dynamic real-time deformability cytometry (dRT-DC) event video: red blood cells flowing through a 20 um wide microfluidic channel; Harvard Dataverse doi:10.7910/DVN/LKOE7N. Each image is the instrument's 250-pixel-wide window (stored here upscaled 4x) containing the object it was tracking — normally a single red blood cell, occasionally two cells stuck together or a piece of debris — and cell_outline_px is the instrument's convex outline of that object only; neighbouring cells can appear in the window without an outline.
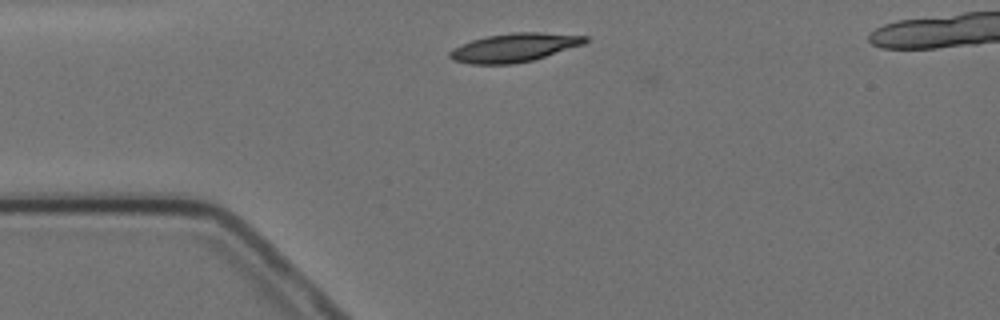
{"species": "Egyptian fruit bat (a non-hibernating species)", "species_latin": "Rousettus aegyptiacus", "temperature_condition": "cold", "stored_images_in_passage": 4, "camera_frame_rate_fps": 3000, "um_per_image_px": 0.085, "animal": {"sex": "female"}, "frame": {"image": 1, "passage_image": 1, "time_ms": 0.0, "image_size_px": [1000, 320], "cell_outline_px": [[592, 40], [584, 44], [532, 60], [512, 64], [468, 64], [452, 60], [448, 56], [448, 52], [452, 48], [460, 44], [472, 40], [488, 36], [512, 32], [540, 32], [588, 36]], "centroid_in_image_um": [43.7, 4.04], "position_along_channel_um": 41.3, "area_um2": 22.72}}
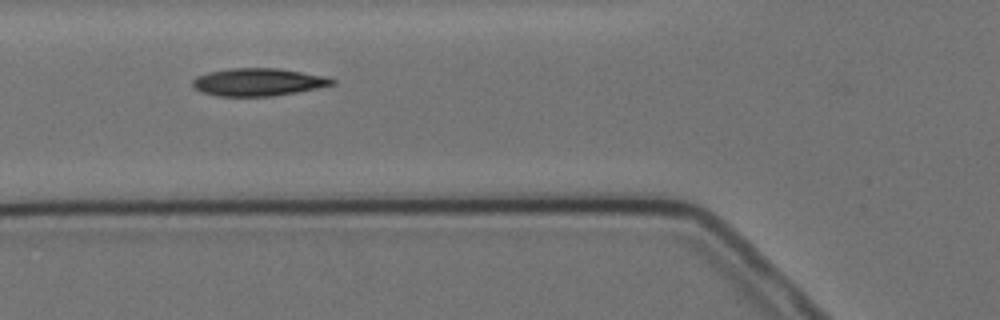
{"frame": {"image": 2, "passage_image": 3, "time_ms": 2.333, "image_size_px": [1000, 320], "cell_outline_px": [[336, 84], [296, 92], [272, 96], [216, 96], [200, 92], [192, 84], [192, 80], [196, 76], [208, 72], [228, 68], [280, 68], [328, 76], [336, 80]], "centroid_in_image_um": [21.95, 6.96], "position_along_channel_um": 103.8, "area_um2": 22.72}}
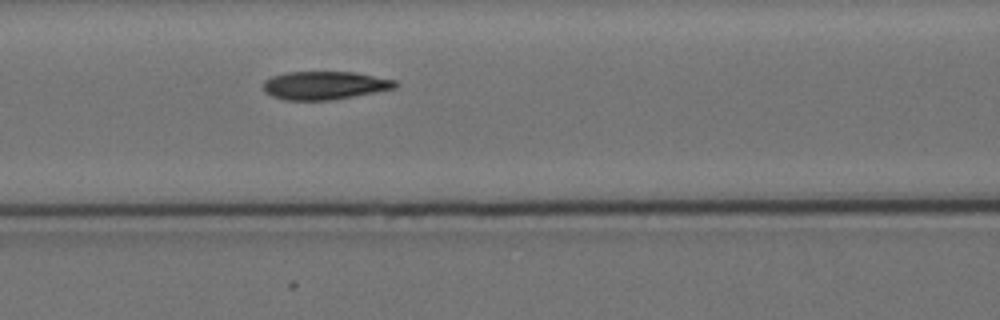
{"frame": {"image": 3, "passage_image": 4, "time_ms": 3.333, "image_size_px": [1000, 320], "cell_outline_px": [[400, 84], [396, 88], [376, 92], [332, 100], [284, 100], [272, 96], [264, 92], [264, 80], [272, 76], [284, 72], [356, 72], [396, 80]], "centroid_in_image_um": [27.61, 7.25], "position_along_channel_um": 139.0, "area_um2": 21.91}}